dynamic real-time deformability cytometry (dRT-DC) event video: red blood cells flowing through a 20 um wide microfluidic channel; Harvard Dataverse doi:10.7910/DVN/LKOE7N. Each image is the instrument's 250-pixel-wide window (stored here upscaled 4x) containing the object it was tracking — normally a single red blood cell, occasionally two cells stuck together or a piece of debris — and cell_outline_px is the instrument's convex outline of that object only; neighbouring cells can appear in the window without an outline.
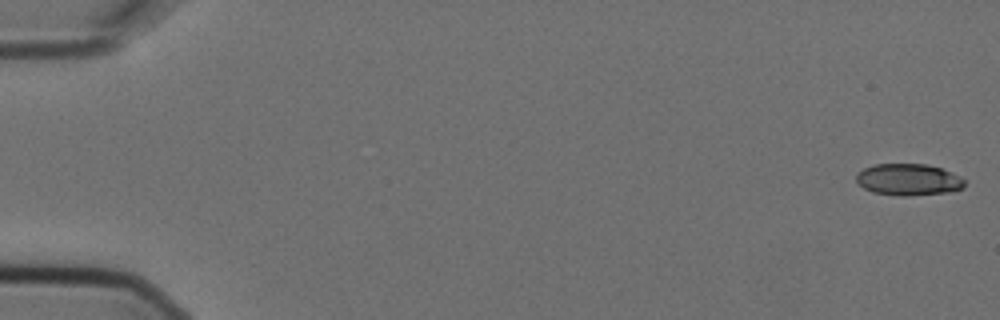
{"species": "Egyptian fruit bat (a non-hibernating species)", "species_latin": "Rousettus aegyptiacus", "temperature_condition": "cold", "stored_images_in_passage": 8, "camera_frame_rate_fps": 3000, "um_per_image_px": 0.085, "animal": {"sex": "female"}, "frame": {"image": 1, "passage_image": 1, "time_ms": 0.0, "image_size_px": [1000, 320], "cell_outline_px": [[964, 188], [952, 192], [908, 196], [900, 196], [872, 192], [864, 188], [856, 180], [856, 172], [872, 164], [924, 164], [940, 168], [960, 176], [964, 180]], "centroid_in_image_um": [77.21, 15.27], "position_along_channel_um": 7.8, "area_um2": 20.11}}
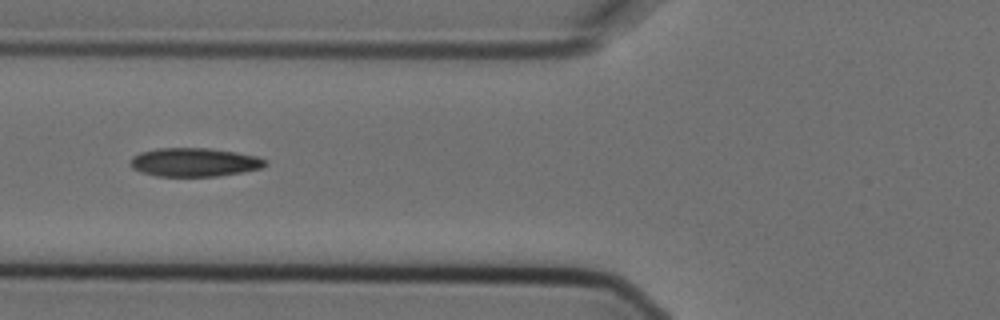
{"frame": {"image": 2, "passage_image": 7, "time_ms": 2.0, "image_size_px": [1000, 320], "cell_outline_px": [[268, 164], [260, 168], [244, 172], [220, 176], [156, 176], [140, 172], [132, 168], [128, 164], [132, 156], [140, 152], [156, 148], [208, 148], [236, 152], [256, 156], [264, 160]], "centroid_in_image_um": [16.47, 13.79], "position_along_channel_um": 109.3, "area_um2": 22.66}}
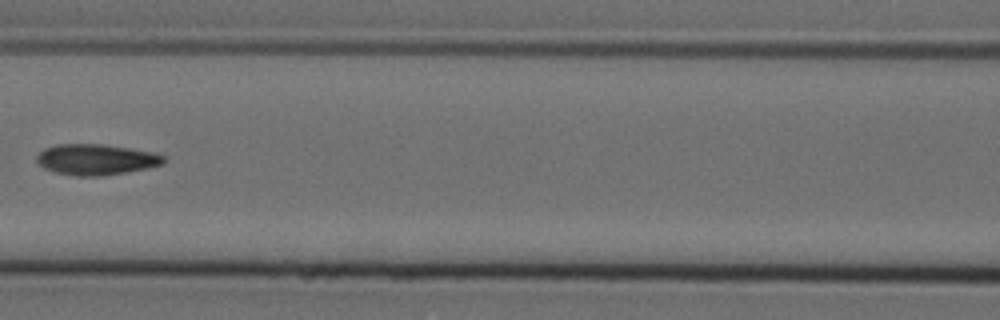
{"frame": {"image": 3, "passage_image": 8, "time_ms": 2.333, "image_size_px": [1000, 320], "cell_outline_px": [[164, 164], [148, 168], [100, 176], [76, 176], [56, 172], [44, 168], [36, 160], [36, 156], [44, 148], [56, 144], [100, 144], [128, 148], [152, 152], [164, 156]], "centroid_in_image_um": [8.14, 13.55], "position_along_channel_um": 158.5, "area_um2": 22.6}}